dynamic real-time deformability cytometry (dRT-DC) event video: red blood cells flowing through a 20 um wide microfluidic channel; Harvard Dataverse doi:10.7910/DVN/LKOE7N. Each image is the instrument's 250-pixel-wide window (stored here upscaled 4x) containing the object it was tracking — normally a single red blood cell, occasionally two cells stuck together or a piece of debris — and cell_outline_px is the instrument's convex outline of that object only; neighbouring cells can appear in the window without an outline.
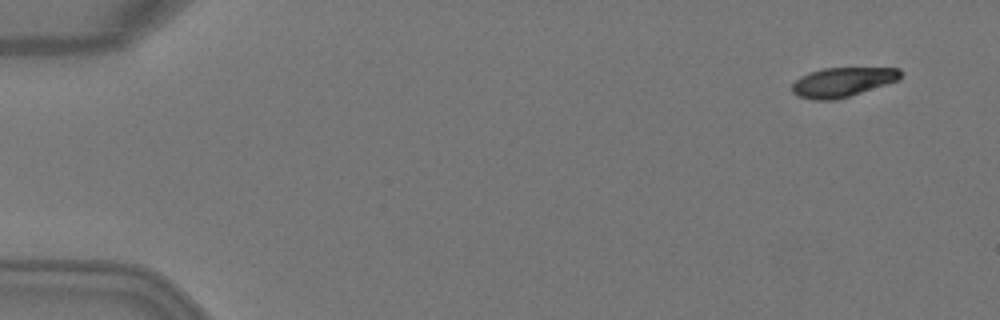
{"species": "Egyptian fruit bat (a non-hibernating species)", "species_latin": "Rousettus aegyptiacus", "temperature_condition": "warm", "stored_images_in_passage": 5, "camera_frame_rate_fps": 3000, "um_per_image_px": 0.085, "animal": {"sex": "female"}, "frame": {"image": 1, "passage_image": 1, "time_ms": 0.0, "image_size_px": [1000, 320], "cell_outline_px": [[904, 72], [896, 80], [836, 100], [812, 100], [796, 96], [792, 92], [792, 84], [800, 76], [808, 72], [824, 68], [900, 68]], "centroid_in_image_um": [71.54, 6.97], "position_along_channel_um": 13.5, "area_um2": 18.44}}
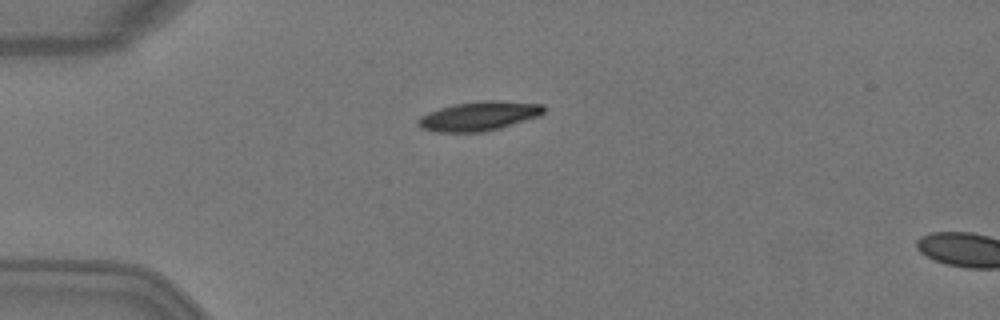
{"frame": {"image": 2, "passage_image": 4, "time_ms": 1.0, "image_size_px": [1000, 320], "cell_outline_px": [[544, 112], [540, 116], [500, 128], [484, 132], [436, 132], [420, 128], [416, 124], [416, 120], [420, 116], [428, 112], [440, 108], [456, 104], [484, 100], [496, 100], [544, 104]], "centroid_in_image_um": [40.7, 9.87], "position_along_channel_um": 44.3, "area_um2": 21.56}}